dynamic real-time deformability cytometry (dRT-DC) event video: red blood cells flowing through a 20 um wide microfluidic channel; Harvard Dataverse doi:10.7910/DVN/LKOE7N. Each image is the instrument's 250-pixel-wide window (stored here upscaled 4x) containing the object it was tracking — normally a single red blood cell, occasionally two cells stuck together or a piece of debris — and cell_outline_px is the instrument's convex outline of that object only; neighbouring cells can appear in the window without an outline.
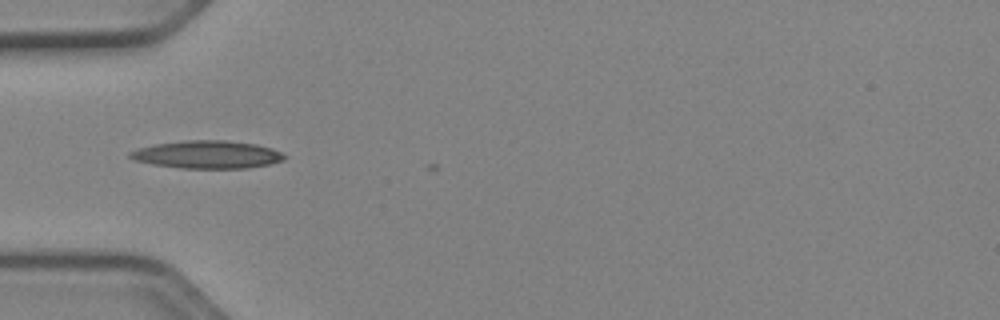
{"species": "Egyptian fruit bat (a non-hibernating species)", "species_latin": "Rousettus aegyptiacus", "temperature_condition": "cold", "stored_images_in_passage": 2, "camera_frame_rate_fps": 3000, "um_per_image_px": 0.085, "animal": {"sex": "female"}, "frame": {"image": 1, "passage_image": 1, "time_ms": 0.0, "image_size_px": [1000, 320], "cell_outline_px": [[288, 156], [284, 160], [268, 164], [248, 168], [184, 168], [152, 164], [136, 160], [128, 156], [128, 152], [140, 148], [156, 144], [184, 140], [224, 140], [256, 144], [272, 148]], "centroid_in_image_um": [17.65, 13.13], "position_along_channel_um": 67.4, "area_um2": 24.85}}